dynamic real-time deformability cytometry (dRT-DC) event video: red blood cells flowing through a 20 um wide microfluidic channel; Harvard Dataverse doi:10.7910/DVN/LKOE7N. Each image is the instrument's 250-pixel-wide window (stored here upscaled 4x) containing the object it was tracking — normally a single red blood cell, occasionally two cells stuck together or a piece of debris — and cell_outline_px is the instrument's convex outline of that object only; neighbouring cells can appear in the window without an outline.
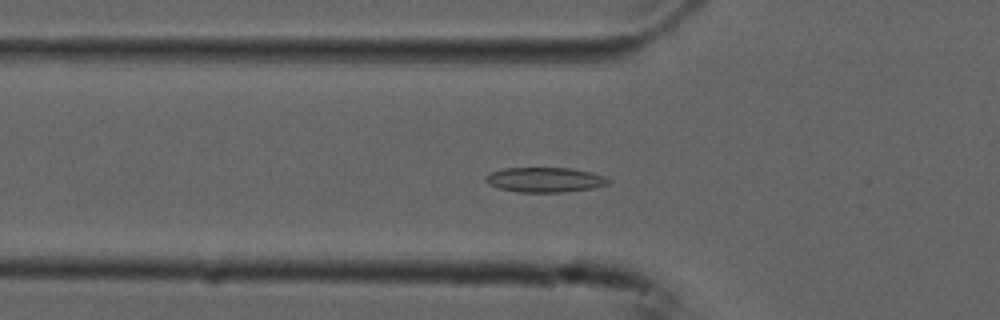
{"species": "common noctule bat (a hibernating species)", "species_latin": "Nyctalus noctula", "temperature_condition": "cold", "stored_images_in_passage": 55, "camera_frame_rate_fps": 3000, "um_per_image_px": 0.085, "animal": {"sex": "male", "forearm_length_mm": 52.5}, "frame": {"image": 1, "passage_image": 18, "time_ms": 5.667, "image_size_px": [1000, 320], "cell_outline_px": [[612, 180], [608, 184], [592, 188], [560, 192], [516, 192], [500, 188], [488, 184], [484, 180], [484, 176], [492, 172], [504, 168], [568, 168], [592, 172], [604, 176]], "centroid_in_image_um": [46.3, 15.28], "position_along_channel_um": 79.5, "area_um2": 17.74}}
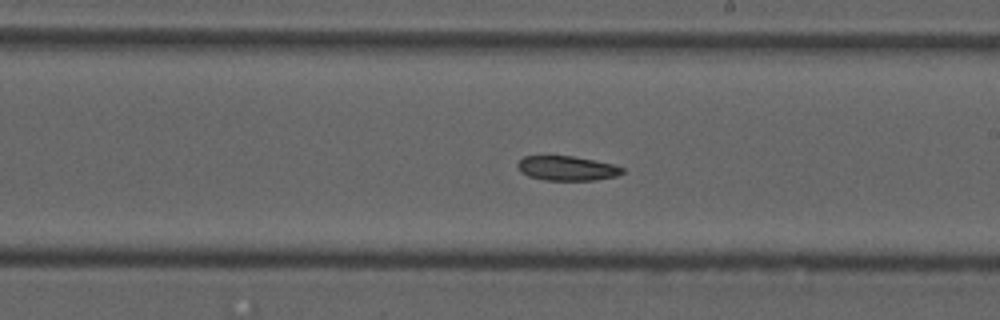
{"frame": {"image": 2, "passage_image": 31, "time_ms": 10.0, "image_size_px": [1000, 320], "cell_outline_px": [[624, 172], [616, 176], [596, 180], [544, 180], [528, 176], [520, 172], [516, 164], [524, 156], [572, 156], [612, 164], [624, 168]], "centroid_in_image_um": [48.17, 14.31], "position_along_channel_um": 240.8, "area_um2": 14.91}}
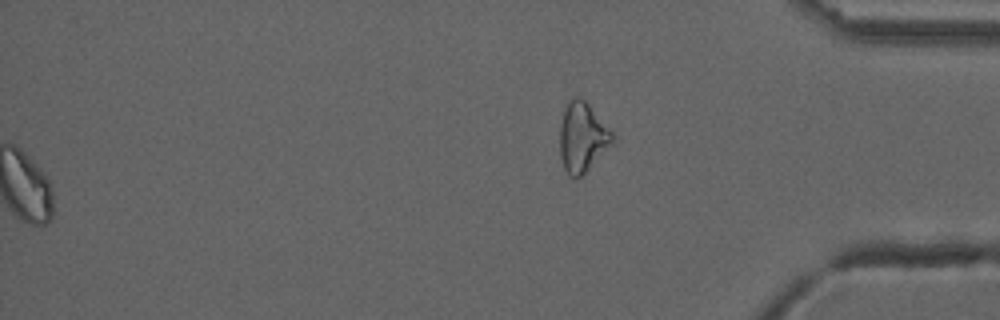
{"frame": {"image": 3, "passage_image": 55, "time_ms": 18.0, "image_size_px": [1000, 320], "cell_outline_px": [[612, 144], [584, 176], [576, 180], [568, 176], [564, 168], [560, 156], [560, 128], [564, 108], [568, 100], [572, 96], [580, 96], [588, 104], [612, 132]], "centroid_in_image_um": [49.47, 11.71], "position_along_channel_um": 385.7, "area_um2": 21.56}}